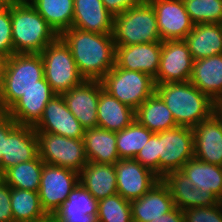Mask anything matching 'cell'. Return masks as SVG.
Instances as JSON below:
<instances>
[{
    "label": "cell",
    "mask_w": 222,
    "mask_h": 222,
    "mask_svg": "<svg viewBox=\"0 0 222 222\" xmlns=\"http://www.w3.org/2000/svg\"><path fill=\"white\" fill-rule=\"evenodd\" d=\"M59 37L69 47L84 80L100 81L115 66L112 34L87 32L71 27Z\"/></svg>",
    "instance_id": "cell-1"
},
{
    "label": "cell",
    "mask_w": 222,
    "mask_h": 222,
    "mask_svg": "<svg viewBox=\"0 0 222 222\" xmlns=\"http://www.w3.org/2000/svg\"><path fill=\"white\" fill-rule=\"evenodd\" d=\"M155 92L170 109L178 126L193 128L216 111L215 102L190 81L156 84Z\"/></svg>",
    "instance_id": "cell-2"
},
{
    "label": "cell",
    "mask_w": 222,
    "mask_h": 222,
    "mask_svg": "<svg viewBox=\"0 0 222 222\" xmlns=\"http://www.w3.org/2000/svg\"><path fill=\"white\" fill-rule=\"evenodd\" d=\"M14 53L40 54L59 35L28 0H11Z\"/></svg>",
    "instance_id": "cell-3"
},
{
    "label": "cell",
    "mask_w": 222,
    "mask_h": 222,
    "mask_svg": "<svg viewBox=\"0 0 222 222\" xmlns=\"http://www.w3.org/2000/svg\"><path fill=\"white\" fill-rule=\"evenodd\" d=\"M43 78L40 54L14 53L5 59L0 82V112H6L26 91L40 85Z\"/></svg>",
    "instance_id": "cell-4"
},
{
    "label": "cell",
    "mask_w": 222,
    "mask_h": 222,
    "mask_svg": "<svg viewBox=\"0 0 222 222\" xmlns=\"http://www.w3.org/2000/svg\"><path fill=\"white\" fill-rule=\"evenodd\" d=\"M112 38L116 46L162 42L152 5L141 4L114 16Z\"/></svg>",
    "instance_id": "cell-5"
},
{
    "label": "cell",
    "mask_w": 222,
    "mask_h": 222,
    "mask_svg": "<svg viewBox=\"0 0 222 222\" xmlns=\"http://www.w3.org/2000/svg\"><path fill=\"white\" fill-rule=\"evenodd\" d=\"M100 81L104 90L133 110L155 92L154 78L149 74L116 65Z\"/></svg>",
    "instance_id": "cell-6"
},
{
    "label": "cell",
    "mask_w": 222,
    "mask_h": 222,
    "mask_svg": "<svg viewBox=\"0 0 222 222\" xmlns=\"http://www.w3.org/2000/svg\"><path fill=\"white\" fill-rule=\"evenodd\" d=\"M40 55L44 66V78L57 95L69 91L84 81L69 47L60 37L50 43Z\"/></svg>",
    "instance_id": "cell-7"
},
{
    "label": "cell",
    "mask_w": 222,
    "mask_h": 222,
    "mask_svg": "<svg viewBox=\"0 0 222 222\" xmlns=\"http://www.w3.org/2000/svg\"><path fill=\"white\" fill-rule=\"evenodd\" d=\"M39 157L44 163L80 173L88 163L83 139L37 132Z\"/></svg>",
    "instance_id": "cell-8"
},
{
    "label": "cell",
    "mask_w": 222,
    "mask_h": 222,
    "mask_svg": "<svg viewBox=\"0 0 222 222\" xmlns=\"http://www.w3.org/2000/svg\"><path fill=\"white\" fill-rule=\"evenodd\" d=\"M159 178L172 171L181 170L182 166L194 158L193 129L177 126L158 132Z\"/></svg>",
    "instance_id": "cell-9"
},
{
    "label": "cell",
    "mask_w": 222,
    "mask_h": 222,
    "mask_svg": "<svg viewBox=\"0 0 222 222\" xmlns=\"http://www.w3.org/2000/svg\"><path fill=\"white\" fill-rule=\"evenodd\" d=\"M79 182V173L68 168L44 164L38 195L45 213L51 217L67 200Z\"/></svg>",
    "instance_id": "cell-10"
},
{
    "label": "cell",
    "mask_w": 222,
    "mask_h": 222,
    "mask_svg": "<svg viewBox=\"0 0 222 222\" xmlns=\"http://www.w3.org/2000/svg\"><path fill=\"white\" fill-rule=\"evenodd\" d=\"M194 59L184 40L162 41L160 63L154 83L189 81Z\"/></svg>",
    "instance_id": "cell-11"
},
{
    "label": "cell",
    "mask_w": 222,
    "mask_h": 222,
    "mask_svg": "<svg viewBox=\"0 0 222 222\" xmlns=\"http://www.w3.org/2000/svg\"><path fill=\"white\" fill-rule=\"evenodd\" d=\"M117 194L132 201L141 198L160 178L135 159H119L115 164Z\"/></svg>",
    "instance_id": "cell-12"
},
{
    "label": "cell",
    "mask_w": 222,
    "mask_h": 222,
    "mask_svg": "<svg viewBox=\"0 0 222 222\" xmlns=\"http://www.w3.org/2000/svg\"><path fill=\"white\" fill-rule=\"evenodd\" d=\"M153 7L162 41L184 40L192 23L183 0H147Z\"/></svg>",
    "instance_id": "cell-13"
},
{
    "label": "cell",
    "mask_w": 222,
    "mask_h": 222,
    "mask_svg": "<svg viewBox=\"0 0 222 222\" xmlns=\"http://www.w3.org/2000/svg\"><path fill=\"white\" fill-rule=\"evenodd\" d=\"M102 89L101 81L84 80L80 85L61 94L69 111L84 129L98 127L97 106Z\"/></svg>",
    "instance_id": "cell-14"
},
{
    "label": "cell",
    "mask_w": 222,
    "mask_h": 222,
    "mask_svg": "<svg viewBox=\"0 0 222 222\" xmlns=\"http://www.w3.org/2000/svg\"><path fill=\"white\" fill-rule=\"evenodd\" d=\"M33 128L36 132H48L75 139H83L85 130L69 111L63 96L57 94L46 104L41 119Z\"/></svg>",
    "instance_id": "cell-15"
},
{
    "label": "cell",
    "mask_w": 222,
    "mask_h": 222,
    "mask_svg": "<svg viewBox=\"0 0 222 222\" xmlns=\"http://www.w3.org/2000/svg\"><path fill=\"white\" fill-rule=\"evenodd\" d=\"M193 129L194 158L222 166V118L215 111Z\"/></svg>",
    "instance_id": "cell-16"
},
{
    "label": "cell",
    "mask_w": 222,
    "mask_h": 222,
    "mask_svg": "<svg viewBox=\"0 0 222 222\" xmlns=\"http://www.w3.org/2000/svg\"><path fill=\"white\" fill-rule=\"evenodd\" d=\"M162 42L115 47V65L129 71H141L155 78L158 73Z\"/></svg>",
    "instance_id": "cell-17"
},
{
    "label": "cell",
    "mask_w": 222,
    "mask_h": 222,
    "mask_svg": "<svg viewBox=\"0 0 222 222\" xmlns=\"http://www.w3.org/2000/svg\"><path fill=\"white\" fill-rule=\"evenodd\" d=\"M56 95L45 78L40 85L26 91L6 113L18 124L34 126L42 116L46 104Z\"/></svg>",
    "instance_id": "cell-18"
},
{
    "label": "cell",
    "mask_w": 222,
    "mask_h": 222,
    "mask_svg": "<svg viewBox=\"0 0 222 222\" xmlns=\"http://www.w3.org/2000/svg\"><path fill=\"white\" fill-rule=\"evenodd\" d=\"M39 155L37 132L32 126L16 125L6 136L5 155L0 163L3 173L11 166L31 161Z\"/></svg>",
    "instance_id": "cell-19"
},
{
    "label": "cell",
    "mask_w": 222,
    "mask_h": 222,
    "mask_svg": "<svg viewBox=\"0 0 222 222\" xmlns=\"http://www.w3.org/2000/svg\"><path fill=\"white\" fill-rule=\"evenodd\" d=\"M98 202L78 182L67 200L50 217V222H98Z\"/></svg>",
    "instance_id": "cell-20"
},
{
    "label": "cell",
    "mask_w": 222,
    "mask_h": 222,
    "mask_svg": "<svg viewBox=\"0 0 222 222\" xmlns=\"http://www.w3.org/2000/svg\"><path fill=\"white\" fill-rule=\"evenodd\" d=\"M132 222H150L175 208L168 187L160 179L141 198L130 201Z\"/></svg>",
    "instance_id": "cell-21"
},
{
    "label": "cell",
    "mask_w": 222,
    "mask_h": 222,
    "mask_svg": "<svg viewBox=\"0 0 222 222\" xmlns=\"http://www.w3.org/2000/svg\"><path fill=\"white\" fill-rule=\"evenodd\" d=\"M114 16L102 0H74L72 27L87 32L112 34Z\"/></svg>",
    "instance_id": "cell-22"
},
{
    "label": "cell",
    "mask_w": 222,
    "mask_h": 222,
    "mask_svg": "<svg viewBox=\"0 0 222 222\" xmlns=\"http://www.w3.org/2000/svg\"><path fill=\"white\" fill-rule=\"evenodd\" d=\"M184 41L194 60L222 54V24L198 23Z\"/></svg>",
    "instance_id": "cell-23"
},
{
    "label": "cell",
    "mask_w": 222,
    "mask_h": 222,
    "mask_svg": "<svg viewBox=\"0 0 222 222\" xmlns=\"http://www.w3.org/2000/svg\"><path fill=\"white\" fill-rule=\"evenodd\" d=\"M79 183L98 201L117 194L114 164L88 162L79 173Z\"/></svg>",
    "instance_id": "cell-24"
},
{
    "label": "cell",
    "mask_w": 222,
    "mask_h": 222,
    "mask_svg": "<svg viewBox=\"0 0 222 222\" xmlns=\"http://www.w3.org/2000/svg\"><path fill=\"white\" fill-rule=\"evenodd\" d=\"M189 81L215 102L222 94V54L194 60Z\"/></svg>",
    "instance_id": "cell-25"
},
{
    "label": "cell",
    "mask_w": 222,
    "mask_h": 222,
    "mask_svg": "<svg viewBox=\"0 0 222 222\" xmlns=\"http://www.w3.org/2000/svg\"><path fill=\"white\" fill-rule=\"evenodd\" d=\"M83 143L88 162L115 164L120 159L116 145V132L100 127L85 129Z\"/></svg>",
    "instance_id": "cell-26"
},
{
    "label": "cell",
    "mask_w": 222,
    "mask_h": 222,
    "mask_svg": "<svg viewBox=\"0 0 222 222\" xmlns=\"http://www.w3.org/2000/svg\"><path fill=\"white\" fill-rule=\"evenodd\" d=\"M97 120L100 128L121 131L135 120V110L102 89L99 93Z\"/></svg>",
    "instance_id": "cell-27"
},
{
    "label": "cell",
    "mask_w": 222,
    "mask_h": 222,
    "mask_svg": "<svg viewBox=\"0 0 222 222\" xmlns=\"http://www.w3.org/2000/svg\"><path fill=\"white\" fill-rule=\"evenodd\" d=\"M135 120L154 133L178 126L172 112L156 92L135 110Z\"/></svg>",
    "instance_id": "cell-28"
},
{
    "label": "cell",
    "mask_w": 222,
    "mask_h": 222,
    "mask_svg": "<svg viewBox=\"0 0 222 222\" xmlns=\"http://www.w3.org/2000/svg\"><path fill=\"white\" fill-rule=\"evenodd\" d=\"M180 171L191 180L194 188L213 193L222 201V166L192 158Z\"/></svg>",
    "instance_id": "cell-29"
},
{
    "label": "cell",
    "mask_w": 222,
    "mask_h": 222,
    "mask_svg": "<svg viewBox=\"0 0 222 222\" xmlns=\"http://www.w3.org/2000/svg\"><path fill=\"white\" fill-rule=\"evenodd\" d=\"M11 209L13 222H50L38 192L11 188Z\"/></svg>",
    "instance_id": "cell-30"
},
{
    "label": "cell",
    "mask_w": 222,
    "mask_h": 222,
    "mask_svg": "<svg viewBox=\"0 0 222 222\" xmlns=\"http://www.w3.org/2000/svg\"><path fill=\"white\" fill-rule=\"evenodd\" d=\"M28 2L58 35L72 27L74 0H28Z\"/></svg>",
    "instance_id": "cell-31"
},
{
    "label": "cell",
    "mask_w": 222,
    "mask_h": 222,
    "mask_svg": "<svg viewBox=\"0 0 222 222\" xmlns=\"http://www.w3.org/2000/svg\"><path fill=\"white\" fill-rule=\"evenodd\" d=\"M39 155L31 160L11 166L2 173V179L11 187L38 192L44 167Z\"/></svg>",
    "instance_id": "cell-32"
},
{
    "label": "cell",
    "mask_w": 222,
    "mask_h": 222,
    "mask_svg": "<svg viewBox=\"0 0 222 222\" xmlns=\"http://www.w3.org/2000/svg\"><path fill=\"white\" fill-rule=\"evenodd\" d=\"M154 132L134 120L128 127L116 132V145L120 159H134Z\"/></svg>",
    "instance_id": "cell-33"
},
{
    "label": "cell",
    "mask_w": 222,
    "mask_h": 222,
    "mask_svg": "<svg viewBox=\"0 0 222 222\" xmlns=\"http://www.w3.org/2000/svg\"><path fill=\"white\" fill-rule=\"evenodd\" d=\"M97 220L98 222H132L130 201L119 194L99 200Z\"/></svg>",
    "instance_id": "cell-34"
},
{
    "label": "cell",
    "mask_w": 222,
    "mask_h": 222,
    "mask_svg": "<svg viewBox=\"0 0 222 222\" xmlns=\"http://www.w3.org/2000/svg\"><path fill=\"white\" fill-rule=\"evenodd\" d=\"M194 25L198 23L222 24V0H183Z\"/></svg>",
    "instance_id": "cell-35"
},
{
    "label": "cell",
    "mask_w": 222,
    "mask_h": 222,
    "mask_svg": "<svg viewBox=\"0 0 222 222\" xmlns=\"http://www.w3.org/2000/svg\"><path fill=\"white\" fill-rule=\"evenodd\" d=\"M161 180L168 187L175 207L188 209V194L194 189L191 180L180 170L165 174Z\"/></svg>",
    "instance_id": "cell-36"
},
{
    "label": "cell",
    "mask_w": 222,
    "mask_h": 222,
    "mask_svg": "<svg viewBox=\"0 0 222 222\" xmlns=\"http://www.w3.org/2000/svg\"><path fill=\"white\" fill-rule=\"evenodd\" d=\"M14 54L12 41L11 0L0 7V55L5 59Z\"/></svg>",
    "instance_id": "cell-37"
},
{
    "label": "cell",
    "mask_w": 222,
    "mask_h": 222,
    "mask_svg": "<svg viewBox=\"0 0 222 222\" xmlns=\"http://www.w3.org/2000/svg\"><path fill=\"white\" fill-rule=\"evenodd\" d=\"M184 222H222V201L211 206L183 210Z\"/></svg>",
    "instance_id": "cell-38"
},
{
    "label": "cell",
    "mask_w": 222,
    "mask_h": 222,
    "mask_svg": "<svg viewBox=\"0 0 222 222\" xmlns=\"http://www.w3.org/2000/svg\"><path fill=\"white\" fill-rule=\"evenodd\" d=\"M134 159L159 177L158 132L150 137Z\"/></svg>",
    "instance_id": "cell-39"
},
{
    "label": "cell",
    "mask_w": 222,
    "mask_h": 222,
    "mask_svg": "<svg viewBox=\"0 0 222 222\" xmlns=\"http://www.w3.org/2000/svg\"><path fill=\"white\" fill-rule=\"evenodd\" d=\"M221 200L213 193L194 188L188 194V209L201 206H211L220 203Z\"/></svg>",
    "instance_id": "cell-40"
},
{
    "label": "cell",
    "mask_w": 222,
    "mask_h": 222,
    "mask_svg": "<svg viewBox=\"0 0 222 222\" xmlns=\"http://www.w3.org/2000/svg\"><path fill=\"white\" fill-rule=\"evenodd\" d=\"M0 222H13L11 209V187L0 180Z\"/></svg>",
    "instance_id": "cell-41"
},
{
    "label": "cell",
    "mask_w": 222,
    "mask_h": 222,
    "mask_svg": "<svg viewBox=\"0 0 222 222\" xmlns=\"http://www.w3.org/2000/svg\"><path fill=\"white\" fill-rule=\"evenodd\" d=\"M17 123L6 113L0 112V163L5 155L6 136Z\"/></svg>",
    "instance_id": "cell-42"
},
{
    "label": "cell",
    "mask_w": 222,
    "mask_h": 222,
    "mask_svg": "<svg viewBox=\"0 0 222 222\" xmlns=\"http://www.w3.org/2000/svg\"><path fill=\"white\" fill-rule=\"evenodd\" d=\"M144 0H102L105 8L113 15L121 14L128 9L141 4Z\"/></svg>",
    "instance_id": "cell-43"
},
{
    "label": "cell",
    "mask_w": 222,
    "mask_h": 222,
    "mask_svg": "<svg viewBox=\"0 0 222 222\" xmlns=\"http://www.w3.org/2000/svg\"><path fill=\"white\" fill-rule=\"evenodd\" d=\"M150 222H184L183 210L175 207L172 211Z\"/></svg>",
    "instance_id": "cell-44"
},
{
    "label": "cell",
    "mask_w": 222,
    "mask_h": 222,
    "mask_svg": "<svg viewBox=\"0 0 222 222\" xmlns=\"http://www.w3.org/2000/svg\"><path fill=\"white\" fill-rule=\"evenodd\" d=\"M4 62H5V58L0 55V82H1V76L3 73Z\"/></svg>",
    "instance_id": "cell-45"
},
{
    "label": "cell",
    "mask_w": 222,
    "mask_h": 222,
    "mask_svg": "<svg viewBox=\"0 0 222 222\" xmlns=\"http://www.w3.org/2000/svg\"><path fill=\"white\" fill-rule=\"evenodd\" d=\"M215 108H222V94H221V96L215 101Z\"/></svg>",
    "instance_id": "cell-46"
},
{
    "label": "cell",
    "mask_w": 222,
    "mask_h": 222,
    "mask_svg": "<svg viewBox=\"0 0 222 222\" xmlns=\"http://www.w3.org/2000/svg\"><path fill=\"white\" fill-rule=\"evenodd\" d=\"M10 0H0V7L7 5Z\"/></svg>",
    "instance_id": "cell-47"
},
{
    "label": "cell",
    "mask_w": 222,
    "mask_h": 222,
    "mask_svg": "<svg viewBox=\"0 0 222 222\" xmlns=\"http://www.w3.org/2000/svg\"><path fill=\"white\" fill-rule=\"evenodd\" d=\"M216 112L220 115L222 118V108H215Z\"/></svg>",
    "instance_id": "cell-48"
}]
</instances>
